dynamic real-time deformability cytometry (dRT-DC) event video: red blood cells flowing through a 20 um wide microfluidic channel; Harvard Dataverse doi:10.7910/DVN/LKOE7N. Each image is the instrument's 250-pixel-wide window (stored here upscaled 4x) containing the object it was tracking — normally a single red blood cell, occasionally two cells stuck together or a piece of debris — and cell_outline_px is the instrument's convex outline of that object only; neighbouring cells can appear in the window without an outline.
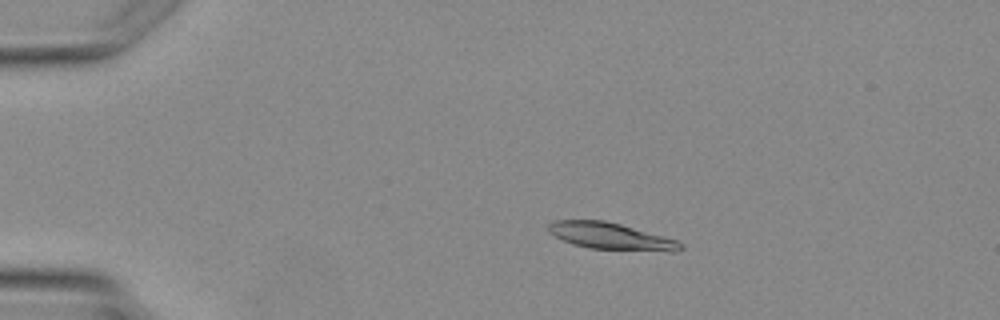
{"species": "Egyptian fruit bat (a non-hibernating species)", "species_latin": "Rousettus aegyptiacus", "temperature_condition": "warm", "stored_images_in_passage": 4, "camera_frame_rate_fps": 3000, "um_per_image_px": 0.085, "animal": {"sex": "female"}, "frame": {"image": 1, "passage_image": 3, "time_ms": 2.667, "image_size_px": [1000, 320], "cell_outline_px": [[684, 248], [676, 252], [672, 252], [588, 248], [572, 244], [548, 232], [548, 224], [556, 220], [604, 220], [620, 224], [676, 240], [684, 244]], "centroid_in_image_um": [51.94, 20.09], "position_along_channel_um": 33.1, "area_um2": 20.52}}